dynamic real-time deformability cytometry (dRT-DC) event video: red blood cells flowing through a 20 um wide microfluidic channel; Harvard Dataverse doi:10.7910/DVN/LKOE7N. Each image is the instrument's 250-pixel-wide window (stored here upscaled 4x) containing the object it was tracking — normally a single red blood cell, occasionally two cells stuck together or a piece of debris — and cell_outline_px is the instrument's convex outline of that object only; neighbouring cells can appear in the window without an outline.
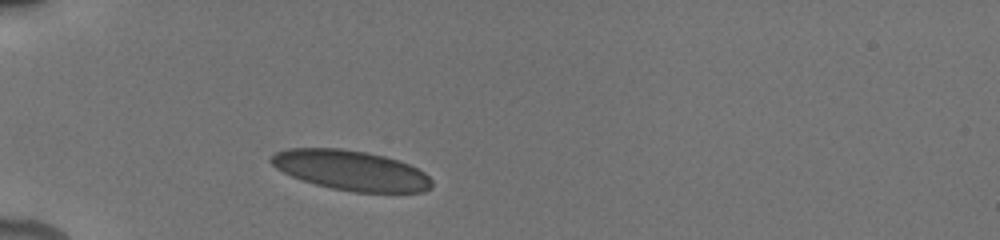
{"species": "human", "species_latin": "Homo sapiens", "temperature_condition": "cold", "stored_images_in_passage": 45, "camera_frame_rate_fps": 3000, "um_per_image_px": 0.085, "donor": {"sex": "male"}, "frame": {"image": 1, "passage_image": 1, "time_ms": 0.0, "image_size_px": [1000, 240], "cell_outline_px": [[432, 188], [424, 192], [356, 192], [332, 188], [316, 184], [292, 176], [276, 168], [268, 160], [276, 152], [288, 148], [340, 148], [368, 152], [384, 156], [408, 164], [424, 172], [432, 180]], "centroid_in_image_um": [29.84, 14.47], "position_along_channel_um": 55.2, "area_um2": 37.22}}
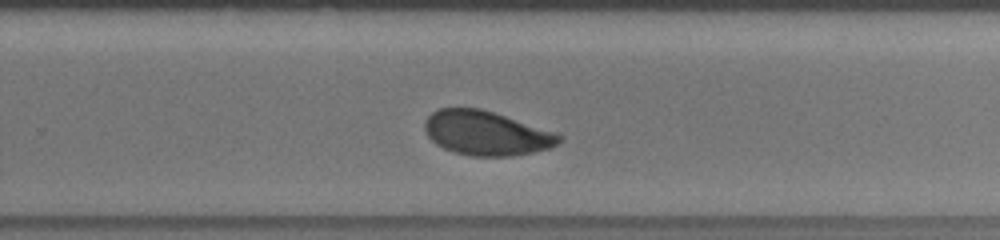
{"frame": {"image": 2, "passage_image": 28, "time_ms": 6.667, "image_size_px": [1000, 240], "cell_outline_px": [[564, 140], [552, 148], [512, 156], [472, 156], [452, 152], [436, 144], [428, 136], [424, 128], [424, 124], [428, 116], [432, 112], [440, 108], [480, 108], [556, 132], [564, 136]], "centroid_in_image_um": [41.37, 11.33], "position_along_channel_um": 288.4, "area_um2": 34.8}}
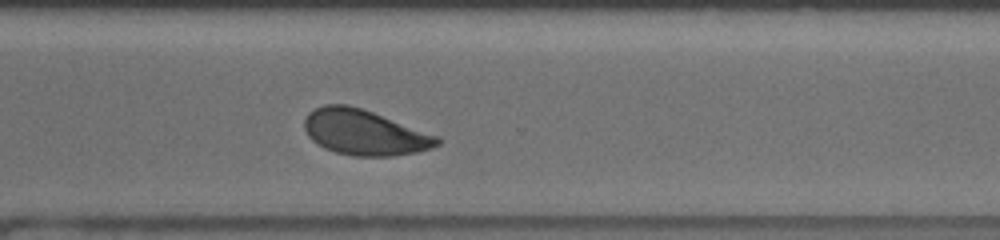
{"frame": {"image": 3, "passage_image": 33, "time_ms": 8.0, "image_size_px": [1000, 240], "cell_outline_px": [[444, 140], [440, 144], [432, 148], [416, 152], [392, 156], [356, 156], [336, 152], [324, 148], [312, 140], [308, 136], [304, 128], [304, 120], [308, 112], [324, 104], [348, 104], [372, 112], [440, 136]], "centroid_in_image_um": [31.0, 11.26], "position_along_channel_um": 339.6, "area_um2": 35.2}, "authors_computed_cell_mechanics": {"area_um2": 35.9516, "velocity_mm_per_s": 3.821, "shape_relaxation_time_tau1_ms": 5.0716, "shape_relaxation_time_tau2_ms": 0.9454, "deformation_change_tau1": 0.1198, "deformation_change_tau2": 0.0596}}